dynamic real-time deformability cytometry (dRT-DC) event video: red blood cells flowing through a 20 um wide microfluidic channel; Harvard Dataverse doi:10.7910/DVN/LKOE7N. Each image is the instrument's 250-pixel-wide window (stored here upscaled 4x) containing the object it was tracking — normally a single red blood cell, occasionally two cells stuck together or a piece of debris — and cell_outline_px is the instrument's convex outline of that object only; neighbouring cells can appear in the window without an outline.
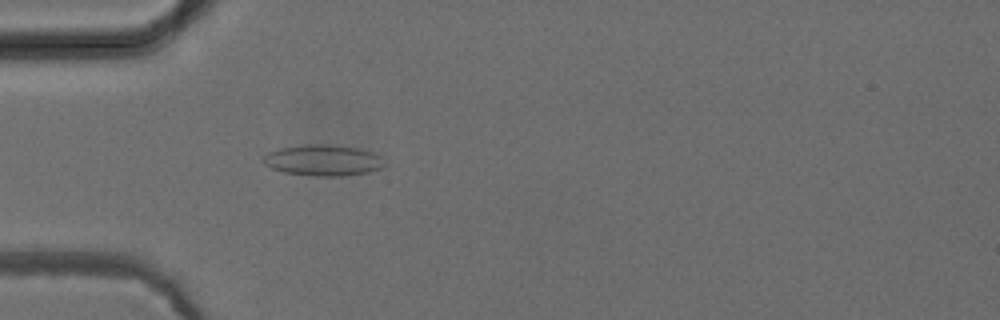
{"species": "common noctule bat (a hibernating species)", "species_latin": "Nyctalus noctula", "temperature_condition": "cold", "stored_images_in_passage": 51, "camera_frame_rate_fps": 3000, "um_per_image_px": 0.085, "animal": {"sex": "female", "body_mass_g": 24.6, "forearm_length_mm": 56.2}, "frame": {"image": 1, "passage_image": 15, "time_ms": 4.667, "image_size_px": [1000, 320], "cell_outline_px": [[384, 168], [368, 172], [344, 176], [316, 176], [284, 172], [272, 168], [264, 164], [264, 156], [268, 152], [280, 148], [308, 144], [324, 144], [360, 148], [372, 152], [380, 156], [384, 164]], "centroid_in_image_um": [27.49, 13.62], "position_along_channel_um": 57.5, "area_um2": 21.85}}
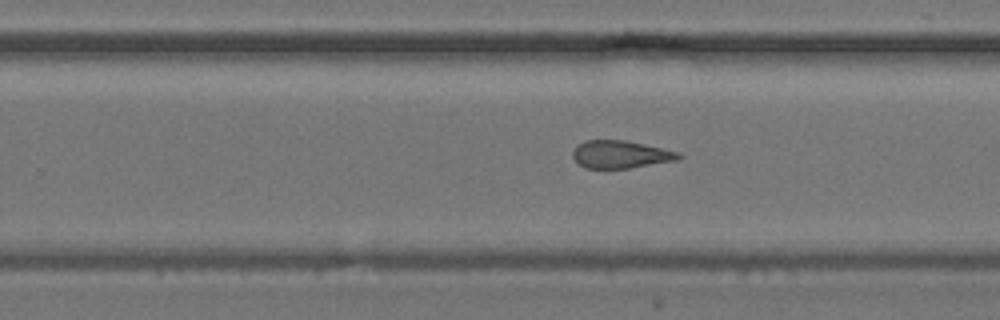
{"frame": {"image": 2, "passage_image": 32, "time_ms": 10.333, "image_size_px": [1000, 320], "cell_outline_px": [[684, 156], [680, 160], [628, 168], [584, 168], [572, 156], [572, 152], [584, 140], [624, 140], [644, 144], [680, 152]], "centroid_in_image_um": [52.81, 13.12], "position_along_channel_um": 277.0, "area_um2": 17.05}}
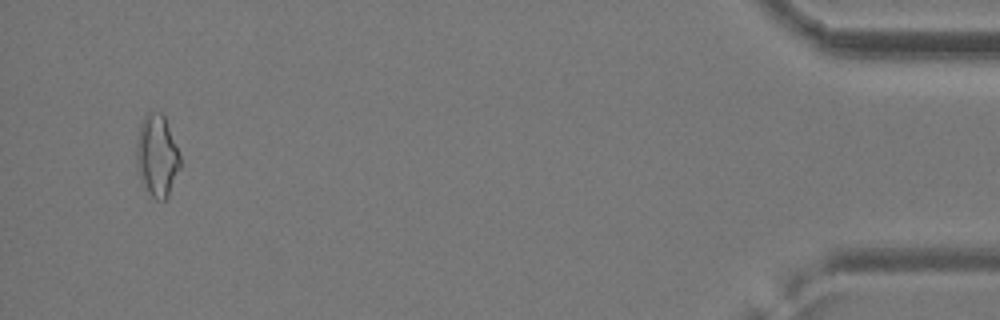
{"frame": {"image": 3, "passage_image": 49, "time_ms": 16.0, "image_size_px": [1000, 320], "cell_outline_px": [[180, 168], [168, 196], [164, 200], [156, 200], [140, 184], [136, 164], [136, 140], [140, 124], [144, 116], [148, 112], [160, 112], [164, 116], [180, 156]], "centroid_in_image_um": [13.31, 13.27], "position_along_channel_um": 421.9, "area_um2": 20.98}, "authors_computed_cell_mechanics": {"area_um2": 18.1492, "velocity_mm_per_s": 3.9655, "shape_relaxation_time_tau1_ms": null, "shape_relaxation_time_tau2_ms": 3.2355, "deformation_change_tau1": null, "deformation_change_tau2": 0.1321}}